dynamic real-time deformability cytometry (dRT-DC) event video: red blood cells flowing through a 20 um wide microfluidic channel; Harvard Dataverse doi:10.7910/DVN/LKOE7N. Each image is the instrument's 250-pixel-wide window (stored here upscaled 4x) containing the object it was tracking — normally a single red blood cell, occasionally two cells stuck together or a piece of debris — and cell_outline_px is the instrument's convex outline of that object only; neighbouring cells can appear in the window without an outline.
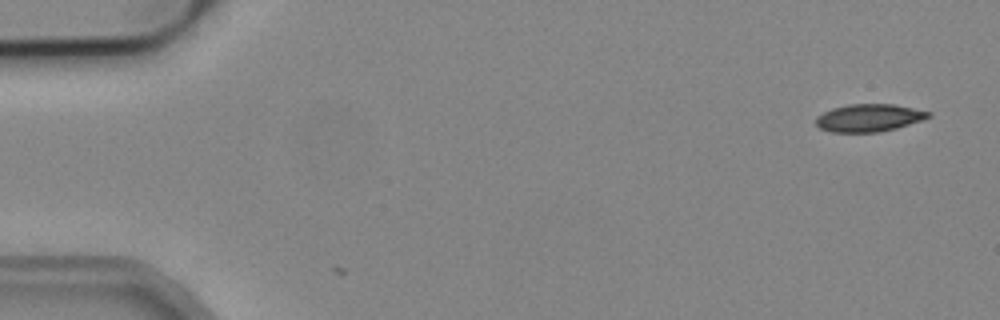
{"species": "common noctule bat (a hibernating species)", "species_latin": "Nyctalus noctula", "temperature_condition": "cold", "stored_images_in_passage": 5, "camera_frame_rate_fps": 3000, "um_per_image_px": 0.085, "animal": {"sex": "male", "body_mass_g": 19.2, "forearm_length_mm": 51.8}, "frame": {"image": 1, "passage_image": 1, "time_ms": 0.0, "image_size_px": [1000, 320], "cell_outline_px": [[932, 116], [924, 120], [896, 128], [880, 132], [832, 132], [820, 128], [816, 124], [816, 116], [832, 108], [848, 104], [892, 104], [932, 112]], "centroid_in_image_um": [73.88, 10.01], "position_along_channel_um": 11.1, "area_um2": 18.15}}
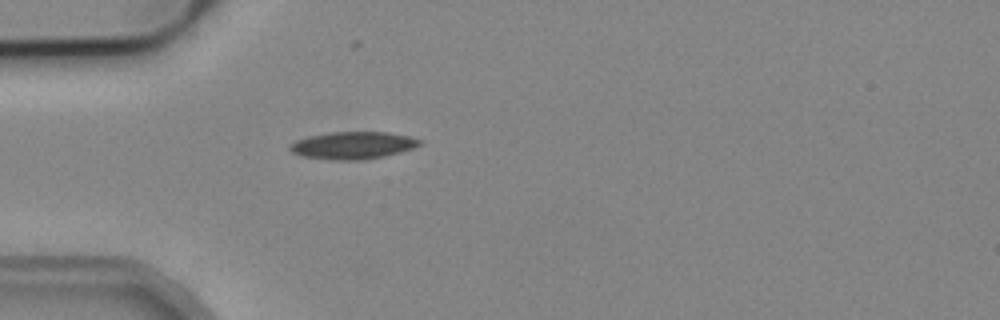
{"frame": {"image": 2, "passage_image": 5, "time_ms": 1.333, "image_size_px": [1000, 320], "cell_outline_px": [[424, 140], [420, 144], [412, 148], [400, 152], [384, 156], [360, 160], [332, 160], [304, 156], [292, 152], [288, 148], [288, 144], [296, 140], [308, 136], [332, 132], [388, 132], [408, 136]], "centroid_in_image_um": [29.98, 12.35], "position_along_channel_um": 55.0, "area_um2": 20.63}}